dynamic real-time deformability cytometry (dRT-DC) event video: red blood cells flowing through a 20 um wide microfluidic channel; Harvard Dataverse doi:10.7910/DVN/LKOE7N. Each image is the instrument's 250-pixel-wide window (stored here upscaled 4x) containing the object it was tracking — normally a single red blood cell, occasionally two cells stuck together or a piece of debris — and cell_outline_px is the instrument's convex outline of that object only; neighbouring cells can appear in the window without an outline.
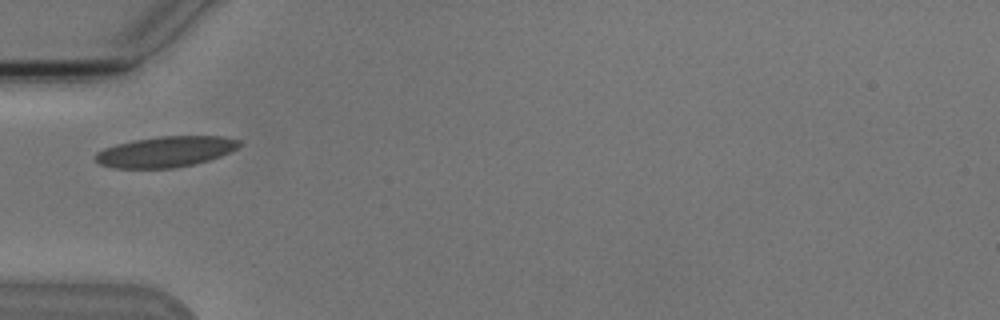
{"species": "Egyptian fruit bat (a non-hibernating species)", "species_latin": "Rousettus aegyptiacus", "temperature_condition": "cold", "stored_images_in_passage": 1, "camera_frame_rate_fps": 3000, "um_per_image_px": 0.085, "animal": {"sex": "male"}, "frame": {"image": 1, "passage_image": 1, "time_ms": 0.0, "image_size_px": [1000, 320], "cell_outline_px": [[240, 144], [236, 148], [220, 156], [208, 160], [192, 164], [172, 168], [116, 168], [100, 164], [92, 156], [96, 152], [104, 148], [116, 144], [132, 140], [160, 136], [224, 136], [240, 140]], "centroid_in_image_um": [14.03, 12.89], "position_along_channel_um": 71.0, "area_um2": 25.66}}